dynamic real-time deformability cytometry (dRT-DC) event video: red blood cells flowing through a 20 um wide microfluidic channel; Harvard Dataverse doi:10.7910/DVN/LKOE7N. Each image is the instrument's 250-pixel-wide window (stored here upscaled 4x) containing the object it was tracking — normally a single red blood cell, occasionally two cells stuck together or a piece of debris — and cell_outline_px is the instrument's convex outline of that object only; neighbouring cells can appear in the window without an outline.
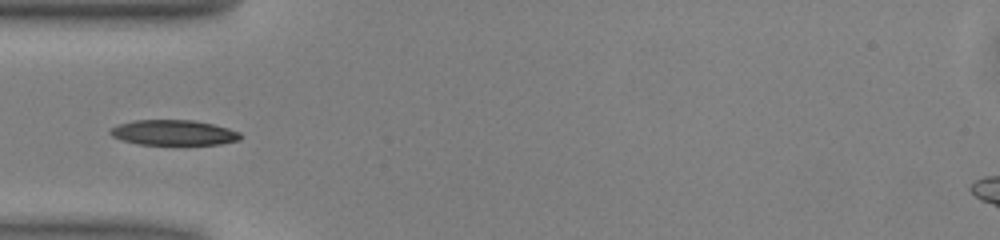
{"species": "common noctule bat (a hibernating species)", "species_latin": "Nyctalus noctula", "temperature_condition": "warm", "stored_images_in_passage": 34, "camera_frame_rate_fps": 3000, "um_per_image_px": 0.085, "animal": {"sex": "male", "body_mass_g": 13.0, "forearm_length_mm": 53.1}, "frame": {"image": 1, "passage_image": 1, "time_ms": 0.0, "image_size_px": [1000, 240], "cell_outline_px": [[240, 140], [220, 144], [136, 144], [112, 136], [108, 132], [108, 128], [132, 120], [192, 120], [212, 124], [228, 128], [240, 132]], "centroid_in_image_um": [14.72, 11.27], "position_along_channel_um": 70.3, "area_um2": 19.07}}
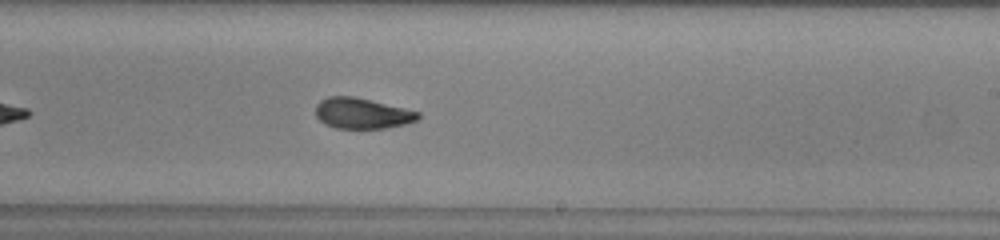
{"frame": {"image": 2, "passage_image": 15, "time_ms": 4.667, "image_size_px": [1000, 240], "cell_outline_px": [[420, 120], [404, 124], [384, 128], [336, 128], [324, 124], [316, 116], [316, 104], [320, 100], [328, 96], [352, 96], [404, 108], [420, 112]], "centroid_in_image_um": [30.77, 9.63], "position_along_channel_um": 258.2, "area_um2": 18.26}}
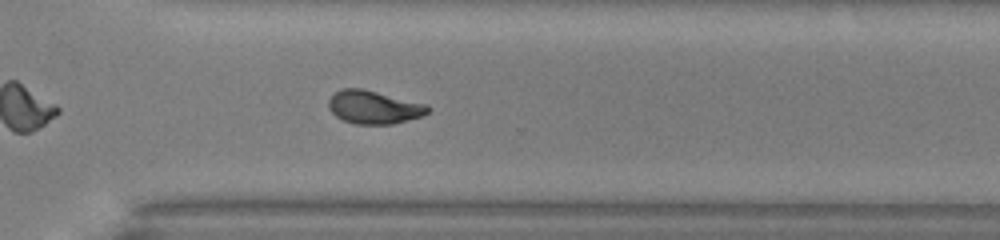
{"frame": {"image": 3, "passage_image": 21, "time_ms": 6.667, "image_size_px": [1000, 240], "cell_outline_px": [[432, 108], [428, 112], [420, 116], [408, 120], [392, 124], [356, 124], [344, 120], [336, 116], [328, 108], [328, 100], [336, 92], [344, 88], [360, 88], [428, 104]], "centroid_in_image_um": [31.79, 9.11], "position_along_channel_um": 338.8, "area_um2": 19.07}}